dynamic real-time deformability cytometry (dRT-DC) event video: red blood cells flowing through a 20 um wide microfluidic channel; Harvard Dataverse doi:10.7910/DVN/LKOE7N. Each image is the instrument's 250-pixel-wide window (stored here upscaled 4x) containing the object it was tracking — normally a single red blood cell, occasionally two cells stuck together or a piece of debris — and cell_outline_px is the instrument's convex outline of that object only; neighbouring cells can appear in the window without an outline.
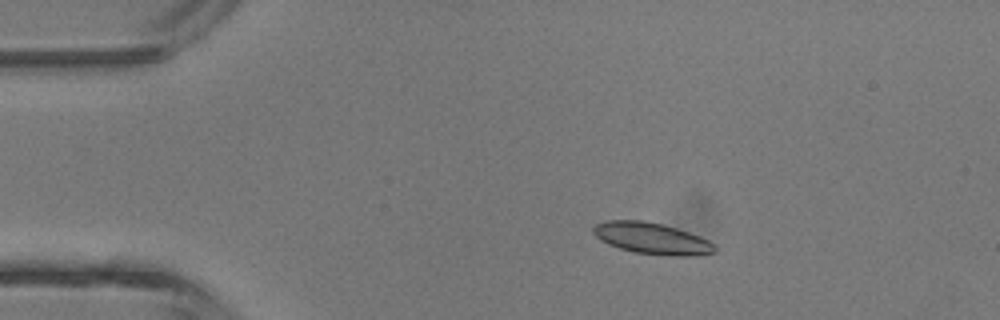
{"species": "common noctule bat (a hibernating species)", "species_latin": "Nyctalus noctula", "temperature_condition": "room temperature", "stored_images_in_passage": 5, "camera_frame_rate_fps": 3000, "um_per_image_px": 0.085, "animal": {"sex": "male", "body_mass_g": 13.3}, "frame": {"image": 1, "passage_image": 3, "time_ms": 2.333, "image_size_px": [1000, 320], "cell_outline_px": [[716, 252], [696, 256], [672, 256], [632, 252], [608, 244], [600, 240], [592, 232], [592, 228], [596, 224], [604, 220], [640, 220], [660, 224], [676, 228], [700, 236], [716, 244]], "centroid_in_image_um": [55.42, 20.27], "position_along_channel_um": 29.6, "area_um2": 22.37}}
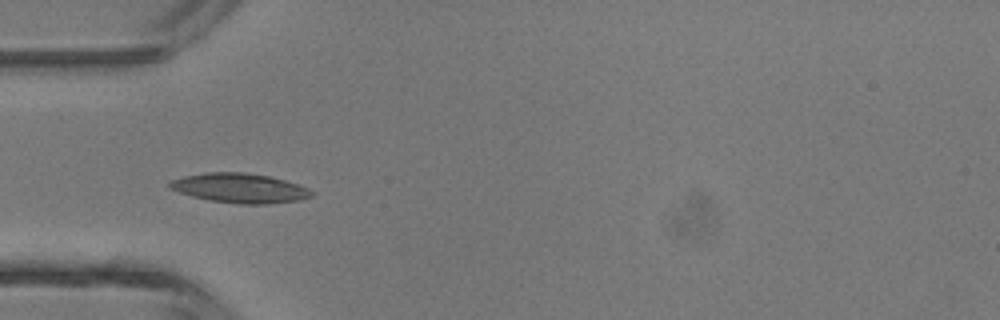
{"frame": {"image": 2, "passage_image": 5, "time_ms": 4.333, "image_size_px": [1000, 320], "cell_outline_px": [[312, 196], [300, 200], [268, 204], [240, 204], [208, 200], [192, 196], [168, 188], [168, 180], [184, 176], [204, 172], [244, 172], [268, 176], [300, 184], [308, 188], [312, 192]], "centroid_in_image_um": [20.35, 15.98], "position_along_channel_um": 64.6, "area_um2": 24.57}}